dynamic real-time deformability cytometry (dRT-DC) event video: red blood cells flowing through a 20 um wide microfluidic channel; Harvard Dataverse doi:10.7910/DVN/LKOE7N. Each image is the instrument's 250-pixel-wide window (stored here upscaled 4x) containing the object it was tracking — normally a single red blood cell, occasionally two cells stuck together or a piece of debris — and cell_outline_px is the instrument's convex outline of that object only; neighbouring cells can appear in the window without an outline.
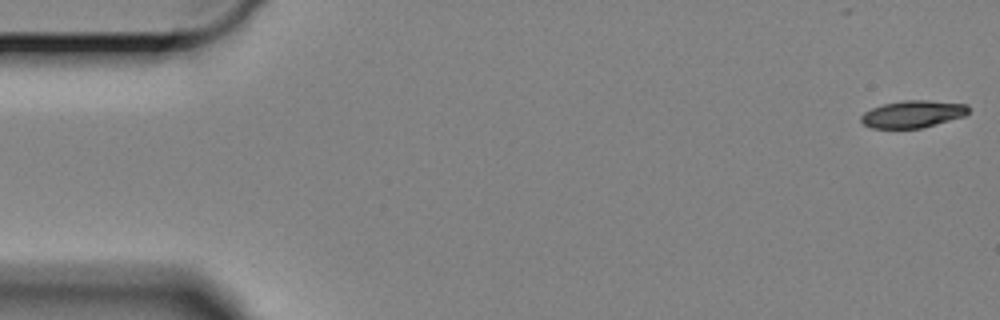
{"species": "Egyptian fruit bat (a non-hibernating species)", "species_latin": "Rousettus aegyptiacus", "temperature_condition": "cold", "stored_images_in_passage": 15, "camera_frame_rate_fps": 3000, "um_per_image_px": 0.085, "animal": {"sex": "female"}, "frame": {"image": 1, "passage_image": 1, "time_ms": 0.0, "image_size_px": [1000, 320], "cell_outline_px": [[968, 112], [964, 116], [920, 128], [872, 128], [864, 124], [860, 120], [860, 116], [864, 112], [872, 108], [884, 104], [904, 100], [928, 100], [968, 104]], "centroid_in_image_um": [77.57, 9.69], "position_along_channel_um": 7.4, "area_um2": 16.88}}